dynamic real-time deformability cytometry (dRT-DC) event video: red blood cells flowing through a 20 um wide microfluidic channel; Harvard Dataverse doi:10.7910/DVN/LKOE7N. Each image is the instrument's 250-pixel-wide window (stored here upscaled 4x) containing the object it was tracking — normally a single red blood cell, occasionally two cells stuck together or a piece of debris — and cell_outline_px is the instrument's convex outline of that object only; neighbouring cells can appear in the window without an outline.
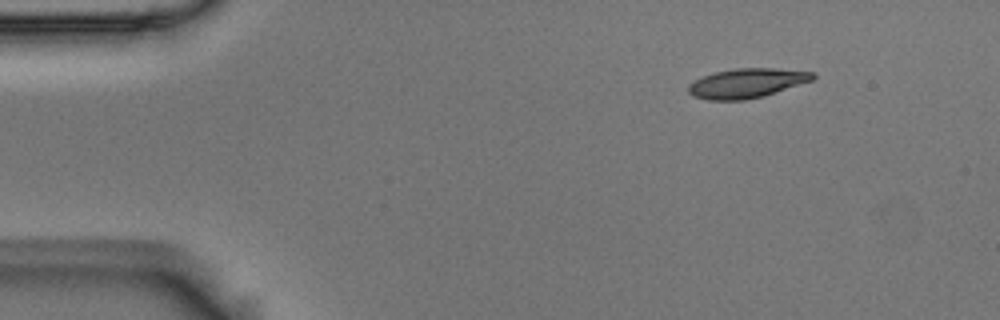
{"species": "Egyptian fruit bat (a non-hibernating species)", "species_latin": "Rousettus aegyptiacus", "temperature_condition": "room temperature", "stored_images_in_passage": 49, "camera_frame_rate_fps": 3000, "um_per_image_px": 0.085, "animal": {"sex": "male"}, "frame": {"image": 1, "passage_image": 1, "time_ms": 0.0, "image_size_px": [1000, 320], "cell_outline_px": [[816, 76], [812, 80], [764, 96], [744, 100], [708, 100], [692, 96], [688, 92], [688, 84], [704, 76], [716, 72], [736, 68], [776, 68], [816, 72]], "centroid_in_image_um": [63.48, 7.07], "position_along_channel_um": 21.5, "area_um2": 21.33}}
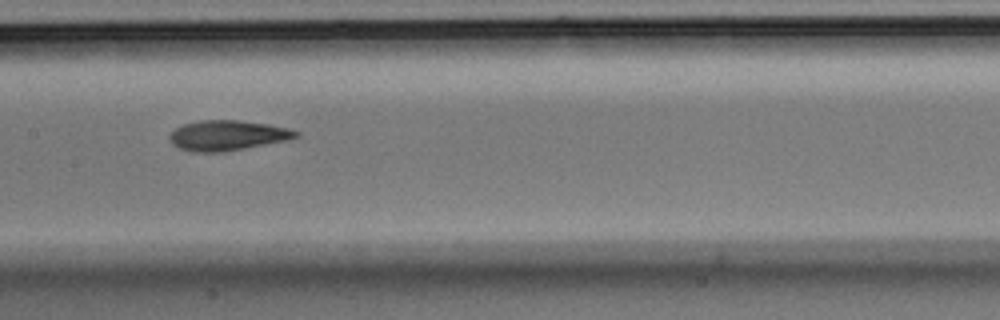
{"frame": {"image": 2, "passage_image": 21, "time_ms": 6.667, "image_size_px": [1000, 320], "cell_outline_px": [[300, 136], [288, 140], [224, 152], [196, 152], [180, 148], [172, 144], [168, 136], [176, 128], [184, 124], [200, 120], [240, 120], [268, 124], [288, 128], [300, 132]], "centroid_in_image_um": [19.36, 11.51], "position_along_channel_um": 188.0, "area_um2": 22.2}}
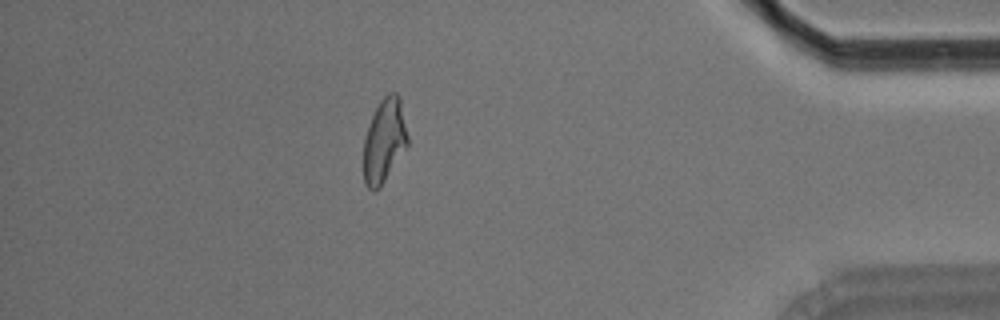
{"frame": {"image": 3, "passage_image": 42, "time_ms": 13.667, "image_size_px": [1000, 320], "cell_outline_px": [[408, 144], [380, 188], [372, 192], [364, 184], [364, 140], [372, 116], [380, 100], [388, 92], [396, 92], [400, 96], [408, 136]], "centroid_in_image_um": [32.67, 11.96], "position_along_channel_um": 402.5, "area_um2": 21.5}, "authors_computed_cell_mechanics": {"area_um2": 21.7906, "velocity_mm_per_s": 3.6657, "shape_relaxation_time_tau1_ms": 5.9989, "shape_relaxation_time_tau2_ms": 2.9015, "deformation_change_tau1": 0.1918, "deformation_change_tau2": 0.1035}}